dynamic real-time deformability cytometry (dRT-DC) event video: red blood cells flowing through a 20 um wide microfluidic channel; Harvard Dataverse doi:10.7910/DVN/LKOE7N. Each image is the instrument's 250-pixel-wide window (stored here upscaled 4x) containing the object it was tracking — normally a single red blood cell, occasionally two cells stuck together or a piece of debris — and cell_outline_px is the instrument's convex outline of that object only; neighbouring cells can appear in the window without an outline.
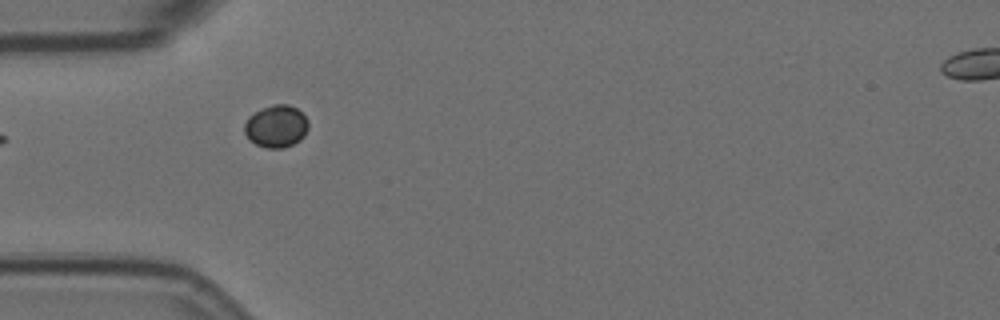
{"species": "Egyptian fruit bat (a non-hibernating species)", "species_latin": "Rousettus aegyptiacus", "temperature_condition": "room temperature", "stored_images_in_passage": 4, "camera_frame_rate_fps": 3000, "um_per_image_px": 0.085, "animal": {"sex": "female"}, "frame": {"image": 1, "passage_image": 3, "time_ms": 0.667, "image_size_px": [1000, 320], "cell_outline_px": [[308, 128], [304, 136], [300, 140], [284, 148], [268, 148], [256, 144], [244, 132], [244, 124], [248, 116], [260, 108], [272, 104], [288, 104], [296, 108], [308, 120]], "centroid_in_image_um": [23.47, 10.71], "position_along_channel_um": 61.5, "area_um2": 15.78}}
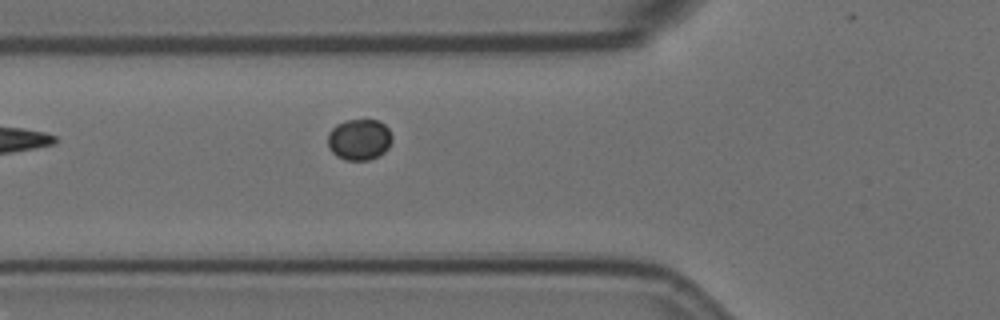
{"frame": {"image": 2, "passage_image": 4, "time_ms": 1.0, "image_size_px": [1000, 320], "cell_outline_px": [[392, 140], [388, 148], [384, 152], [368, 160], [344, 160], [336, 156], [328, 148], [328, 132], [336, 124], [344, 120], [380, 120], [388, 128], [392, 136]], "centroid_in_image_um": [30.52, 11.85], "position_along_channel_um": 95.3, "area_um2": 15.55}}